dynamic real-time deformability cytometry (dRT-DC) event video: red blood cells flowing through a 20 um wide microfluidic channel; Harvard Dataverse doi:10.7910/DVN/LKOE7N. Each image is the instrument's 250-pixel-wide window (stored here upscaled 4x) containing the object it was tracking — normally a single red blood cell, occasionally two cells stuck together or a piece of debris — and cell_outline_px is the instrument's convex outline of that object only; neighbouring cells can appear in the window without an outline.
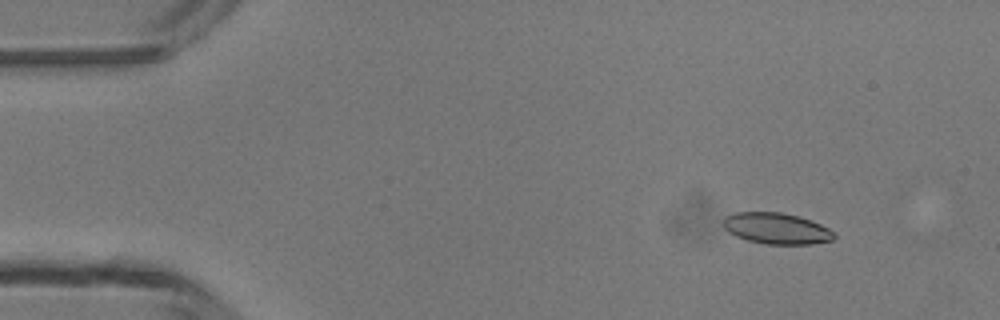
{"species": "common noctule bat (a hibernating species)", "species_latin": "Nyctalus noctula", "temperature_condition": "room temperature", "stored_images_in_passage": 4, "camera_frame_rate_fps": 3000, "um_per_image_px": 0.085, "animal": {"sex": "male", "body_mass_g": 13.3}, "frame": {"image": 1, "passage_image": 2, "time_ms": 1.333, "image_size_px": [1000, 320], "cell_outline_px": [[836, 236], [832, 240], [812, 244], [764, 244], [748, 240], [736, 236], [728, 232], [724, 228], [724, 216], [736, 212], [780, 212], [800, 216], [812, 220], [836, 232]], "centroid_in_image_um": [66.02, 19.41], "position_along_channel_um": 19.0, "area_um2": 20.29}}
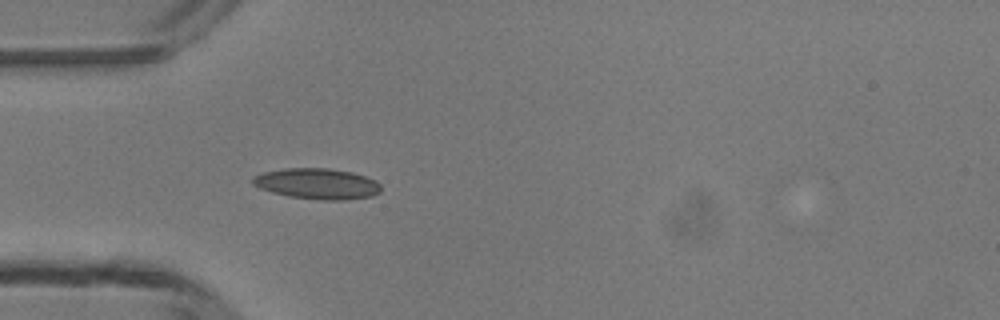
{"frame": {"image": 2, "passage_image": 4, "time_ms": 4.333, "image_size_px": [1000, 320], "cell_outline_px": [[380, 192], [372, 196], [344, 200], [320, 200], [288, 196], [272, 192], [260, 188], [252, 184], [252, 176], [264, 172], [284, 168], [328, 168], [352, 172], [376, 180], [380, 184]], "centroid_in_image_um": [26.95, 15.61], "position_along_channel_um": 58.0, "area_um2": 23.06}}